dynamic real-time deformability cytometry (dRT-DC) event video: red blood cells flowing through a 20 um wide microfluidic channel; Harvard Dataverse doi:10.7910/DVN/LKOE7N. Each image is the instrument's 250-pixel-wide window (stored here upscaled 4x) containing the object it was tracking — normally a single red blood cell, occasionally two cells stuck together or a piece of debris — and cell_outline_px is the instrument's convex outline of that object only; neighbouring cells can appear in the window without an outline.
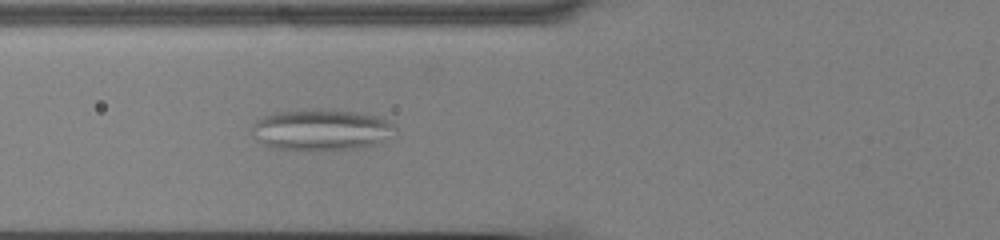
{"species": "common noctule bat (a hibernating species)", "species_latin": "Nyctalus noctula", "temperature_condition": "cold", "stored_images_in_passage": 53, "camera_frame_rate_fps": 3000, "um_per_image_px": 0.085, "animal": {"sex": "male", "body_mass_g": 13.0, "forearm_length_mm": 53.1}, "frame": {"image": 1, "passage_image": 22, "time_ms": 7.0, "image_size_px": [1000, 240], "cell_outline_px": [[396, 128], [392, 136], [380, 144], [360, 148], [268, 148], [256, 140], [252, 136], [252, 124], [256, 120], [264, 116], [276, 112], [308, 108], [316, 108], [360, 112], [380, 116], [388, 120]], "centroid_in_image_um": [27.32, 10.99], "position_along_channel_um": 98.5, "area_um2": 34.56}}
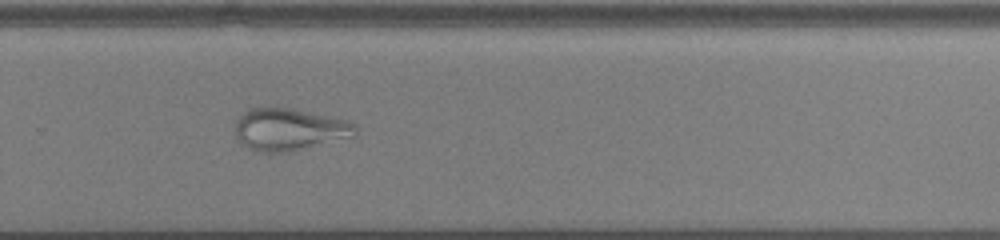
{"frame": {"image": 2, "passage_image": 39, "time_ms": 12.667, "image_size_px": [1000, 240], "cell_outline_px": [[356, 136], [288, 152], [264, 152], [248, 148], [236, 136], [236, 120], [248, 108], [292, 108], [348, 120], [356, 124]], "centroid_in_image_um": [24.62, 10.99], "position_along_channel_um": 305.2, "area_um2": 29.36}}
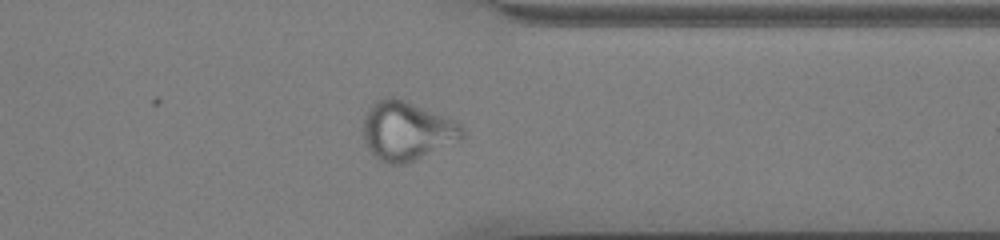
{"frame": {"image": 3, "passage_image": 45, "time_ms": 14.667, "image_size_px": [1000, 240], "cell_outline_px": [[468, 136], [460, 140], [404, 164], [388, 164], [380, 160], [364, 144], [364, 116], [368, 108], [376, 100], [388, 96], [392, 96], [404, 100], [452, 120], [460, 124], [464, 128]], "centroid_in_image_um": [34.57, 11.12], "position_along_channel_um": 376.8, "area_um2": 33.7}}